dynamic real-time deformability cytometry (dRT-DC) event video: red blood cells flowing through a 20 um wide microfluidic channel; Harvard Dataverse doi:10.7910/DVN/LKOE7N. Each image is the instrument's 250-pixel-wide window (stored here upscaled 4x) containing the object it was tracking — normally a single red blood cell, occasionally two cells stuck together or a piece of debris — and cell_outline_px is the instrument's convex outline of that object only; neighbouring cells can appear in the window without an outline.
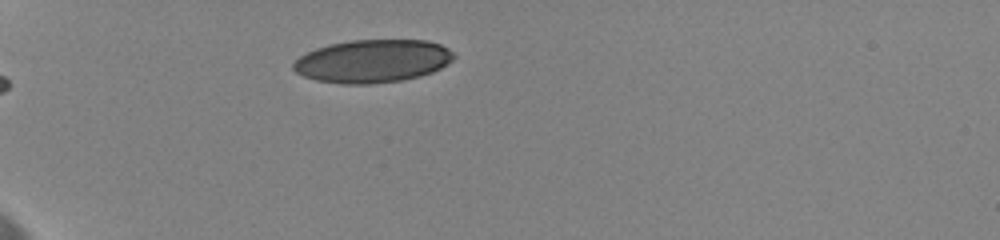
{"species": "human", "species_latin": "Homo sapiens", "temperature_condition": "cold", "stored_images_in_passage": 20, "camera_frame_rate_fps": 3000, "um_per_image_px": 0.085, "donor": {"sex": "female"}, "frame": {"image": 1, "passage_image": 1, "time_ms": 0.0, "image_size_px": [1000, 240], "cell_outline_px": [[456, 56], [448, 64], [432, 72], [420, 76], [400, 80], [368, 84], [344, 84], [316, 80], [304, 76], [296, 72], [292, 68], [292, 64], [300, 56], [316, 48], [328, 44], [352, 40], [424, 40], [440, 44], [448, 48]], "centroid_in_image_um": [31.67, 5.19], "position_along_channel_um": 53.3, "area_um2": 40.11}}